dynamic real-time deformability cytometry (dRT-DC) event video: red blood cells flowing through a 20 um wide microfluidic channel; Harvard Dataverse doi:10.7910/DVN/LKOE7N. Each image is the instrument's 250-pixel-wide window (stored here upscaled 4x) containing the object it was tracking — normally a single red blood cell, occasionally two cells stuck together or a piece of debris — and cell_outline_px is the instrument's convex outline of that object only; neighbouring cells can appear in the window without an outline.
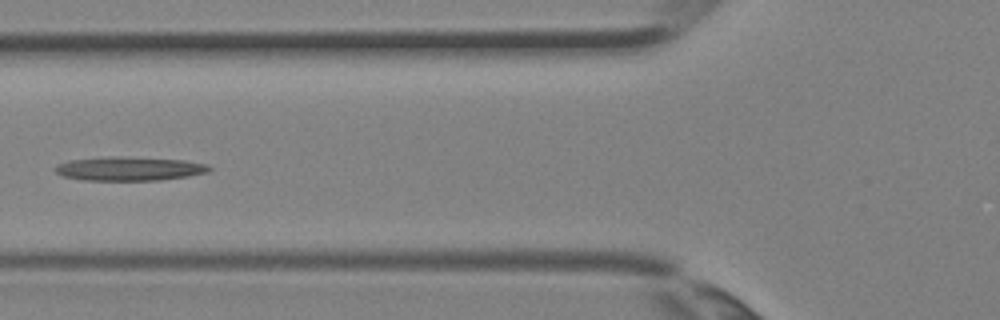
{"species": "Egyptian fruit bat (a non-hibernating species)", "species_latin": "Rousettus aegyptiacus", "temperature_condition": "room temperature", "stored_images_in_passage": 3, "camera_frame_rate_fps": 3000, "um_per_image_px": 0.085, "animal": {"sex": "female"}, "frame": {"image": 1, "passage_image": 3, "time_ms": 0.667, "image_size_px": [1000, 320], "cell_outline_px": [[212, 168], [208, 172], [188, 176], [160, 180], [84, 180], [64, 176], [56, 172], [56, 164], [68, 160], [108, 156], [124, 156], [184, 160], [208, 164]], "centroid_in_image_um": [11.0, 14.32], "position_along_channel_um": 114.8, "area_um2": 21.56}}